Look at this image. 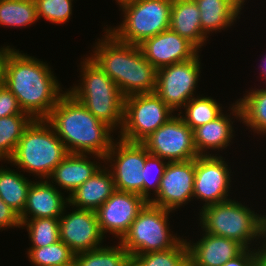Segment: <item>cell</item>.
Wrapping results in <instances>:
<instances>
[{"mask_svg": "<svg viewBox=\"0 0 266 266\" xmlns=\"http://www.w3.org/2000/svg\"><path fill=\"white\" fill-rule=\"evenodd\" d=\"M59 217L60 240L75 254L103 247L102 235L95 211L76 209Z\"/></svg>", "mask_w": 266, "mask_h": 266, "instance_id": "2e32d148", "label": "cell"}, {"mask_svg": "<svg viewBox=\"0 0 266 266\" xmlns=\"http://www.w3.org/2000/svg\"><path fill=\"white\" fill-rule=\"evenodd\" d=\"M147 203L138 194L115 190L95 211L102 235L109 232L121 240Z\"/></svg>", "mask_w": 266, "mask_h": 266, "instance_id": "9a60e30c", "label": "cell"}, {"mask_svg": "<svg viewBox=\"0 0 266 266\" xmlns=\"http://www.w3.org/2000/svg\"><path fill=\"white\" fill-rule=\"evenodd\" d=\"M195 159L168 162L152 205L175 211L193 199Z\"/></svg>", "mask_w": 266, "mask_h": 266, "instance_id": "5bb4252c", "label": "cell"}, {"mask_svg": "<svg viewBox=\"0 0 266 266\" xmlns=\"http://www.w3.org/2000/svg\"><path fill=\"white\" fill-rule=\"evenodd\" d=\"M37 18H44L53 24H65L72 15L73 0H34Z\"/></svg>", "mask_w": 266, "mask_h": 266, "instance_id": "836d02e7", "label": "cell"}, {"mask_svg": "<svg viewBox=\"0 0 266 266\" xmlns=\"http://www.w3.org/2000/svg\"><path fill=\"white\" fill-rule=\"evenodd\" d=\"M16 114H27L21 109L18 99L3 84L0 86V118Z\"/></svg>", "mask_w": 266, "mask_h": 266, "instance_id": "d590c367", "label": "cell"}, {"mask_svg": "<svg viewBox=\"0 0 266 266\" xmlns=\"http://www.w3.org/2000/svg\"><path fill=\"white\" fill-rule=\"evenodd\" d=\"M81 83L67 91L114 131L124 120V96L115 82L88 56L81 61ZM117 126V127H116Z\"/></svg>", "mask_w": 266, "mask_h": 266, "instance_id": "277c9868", "label": "cell"}, {"mask_svg": "<svg viewBox=\"0 0 266 266\" xmlns=\"http://www.w3.org/2000/svg\"><path fill=\"white\" fill-rule=\"evenodd\" d=\"M118 244L76 253L74 261L78 266H131L130 254Z\"/></svg>", "mask_w": 266, "mask_h": 266, "instance_id": "83f0119b", "label": "cell"}, {"mask_svg": "<svg viewBox=\"0 0 266 266\" xmlns=\"http://www.w3.org/2000/svg\"><path fill=\"white\" fill-rule=\"evenodd\" d=\"M45 120L64 143L68 153L90 154L104 161L114 142V130L90 113L68 91L60 97Z\"/></svg>", "mask_w": 266, "mask_h": 266, "instance_id": "7a4b0ae2", "label": "cell"}, {"mask_svg": "<svg viewBox=\"0 0 266 266\" xmlns=\"http://www.w3.org/2000/svg\"><path fill=\"white\" fill-rule=\"evenodd\" d=\"M173 0H133L120 5L124 19L116 28H105L118 41L140 45L169 29Z\"/></svg>", "mask_w": 266, "mask_h": 266, "instance_id": "52a82bcc", "label": "cell"}, {"mask_svg": "<svg viewBox=\"0 0 266 266\" xmlns=\"http://www.w3.org/2000/svg\"><path fill=\"white\" fill-rule=\"evenodd\" d=\"M196 243H186L189 251V266H223L227 261L236 258L246 248L229 238L203 232Z\"/></svg>", "mask_w": 266, "mask_h": 266, "instance_id": "ac0fdd59", "label": "cell"}, {"mask_svg": "<svg viewBox=\"0 0 266 266\" xmlns=\"http://www.w3.org/2000/svg\"><path fill=\"white\" fill-rule=\"evenodd\" d=\"M33 181L14 169L0 166V198L19 216L27 202V192Z\"/></svg>", "mask_w": 266, "mask_h": 266, "instance_id": "484cf974", "label": "cell"}, {"mask_svg": "<svg viewBox=\"0 0 266 266\" xmlns=\"http://www.w3.org/2000/svg\"><path fill=\"white\" fill-rule=\"evenodd\" d=\"M217 155L198 156L195 159L193 197L205 201L202 207L230 199L228 196L231 187V169L222 156Z\"/></svg>", "mask_w": 266, "mask_h": 266, "instance_id": "4fadbf2b", "label": "cell"}, {"mask_svg": "<svg viewBox=\"0 0 266 266\" xmlns=\"http://www.w3.org/2000/svg\"><path fill=\"white\" fill-rule=\"evenodd\" d=\"M232 119L233 117L230 118V115L222 112L214 120L193 130L194 145L199 156H212L207 149L220 151L230 146L231 138L234 136Z\"/></svg>", "mask_w": 266, "mask_h": 266, "instance_id": "cb8c5ba5", "label": "cell"}, {"mask_svg": "<svg viewBox=\"0 0 266 266\" xmlns=\"http://www.w3.org/2000/svg\"><path fill=\"white\" fill-rule=\"evenodd\" d=\"M21 227L26 226L32 246L29 248H41L60 240L59 218H37L20 220Z\"/></svg>", "mask_w": 266, "mask_h": 266, "instance_id": "d6a6232c", "label": "cell"}, {"mask_svg": "<svg viewBox=\"0 0 266 266\" xmlns=\"http://www.w3.org/2000/svg\"><path fill=\"white\" fill-rule=\"evenodd\" d=\"M258 266H266V263L262 260Z\"/></svg>", "mask_w": 266, "mask_h": 266, "instance_id": "7bdbcfd3", "label": "cell"}, {"mask_svg": "<svg viewBox=\"0 0 266 266\" xmlns=\"http://www.w3.org/2000/svg\"><path fill=\"white\" fill-rule=\"evenodd\" d=\"M197 54L193 59L164 66L157 70L155 93L173 111L182 113L185 104L193 97L201 73Z\"/></svg>", "mask_w": 266, "mask_h": 266, "instance_id": "8fae6325", "label": "cell"}, {"mask_svg": "<svg viewBox=\"0 0 266 266\" xmlns=\"http://www.w3.org/2000/svg\"><path fill=\"white\" fill-rule=\"evenodd\" d=\"M87 155L89 154L68 153L51 172L47 180L52 182L53 185L59 186L56 188L64 189L65 192L67 190L69 195L72 194V192L103 167L97 161H90V157Z\"/></svg>", "mask_w": 266, "mask_h": 266, "instance_id": "ffe728a7", "label": "cell"}, {"mask_svg": "<svg viewBox=\"0 0 266 266\" xmlns=\"http://www.w3.org/2000/svg\"><path fill=\"white\" fill-rule=\"evenodd\" d=\"M169 29L186 38L198 50L209 37L201 30L200 11L194 0H173Z\"/></svg>", "mask_w": 266, "mask_h": 266, "instance_id": "603a6c76", "label": "cell"}, {"mask_svg": "<svg viewBox=\"0 0 266 266\" xmlns=\"http://www.w3.org/2000/svg\"><path fill=\"white\" fill-rule=\"evenodd\" d=\"M12 48L9 46H1L0 47V86L3 85V76H4V63L6 60V57L8 55V52Z\"/></svg>", "mask_w": 266, "mask_h": 266, "instance_id": "f35d334b", "label": "cell"}, {"mask_svg": "<svg viewBox=\"0 0 266 266\" xmlns=\"http://www.w3.org/2000/svg\"><path fill=\"white\" fill-rule=\"evenodd\" d=\"M194 1L200 11L201 30L206 36L232 26L237 18L240 19L239 14L245 3V0Z\"/></svg>", "mask_w": 266, "mask_h": 266, "instance_id": "7402d4cb", "label": "cell"}, {"mask_svg": "<svg viewBox=\"0 0 266 266\" xmlns=\"http://www.w3.org/2000/svg\"><path fill=\"white\" fill-rule=\"evenodd\" d=\"M164 161V159L151 154L146 158L145 166L142 169V179L144 180L143 198L147 202H150L151 200L150 191L152 189L154 190L153 192L155 196L158 193L161 178L163 177L164 171L168 164V162Z\"/></svg>", "mask_w": 266, "mask_h": 266, "instance_id": "e575fe53", "label": "cell"}, {"mask_svg": "<svg viewBox=\"0 0 266 266\" xmlns=\"http://www.w3.org/2000/svg\"><path fill=\"white\" fill-rule=\"evenodd\" d=\"M119 5H122L126 2L133 1V0H115Z\"/></svg>", "mask_w": 266, "mask_h": 266, "instance_id": "60d3db41", "label": "cell"}, {"mask_svg": "<svg viewBox=\"0 0 266 266\" xmlns=\"http://www.w3.org/2000/svg\"><path fill=\"white\" fill-rule=\"evenodd\" d=\"M118 140V142L114 140L104 158V163L111 164L107 168L111 169L116 190L135 193L143 197L142 169L150 153L140 142Z\"/></svg>", "mask_w": 266, "mask_h": 266, "instance_id": "30bf717a", "label": "cell"}, {"mask_svg": "<svg viewBox=\"0 0 266 266\" xmlns=\"http://www.w3.org/2000/svg\"><path fill=\"white\" fill-rule=\"evenodd\" d=\"M138 46L144 58L157 70L191 60L199 53L191 42L170 29L144 40Z\"/></svg>", "mask_w": 266, "mask_h": 266, "instance_id": "e0dca14e", "label": "cell"}, {"mask_svg": "<svg viewBox=\"0 0 266 266\" xmlns=\"http://www.w3.org/2000/svg\"><path fill=\"white\" fill-rule=\"evenodd\" d=\"M219 102L211 97L201 95L191 98L184 106L185 115L179 114L181 119L192 129L198 128L215 118L222 113V106Z\"/></svg>", "mask_w": 266, "mask_h": 266, "instance_id": "4dcf8cb0", "label": "cell"}, {"mask_svg": "<svg viewBox=\"0 0 266 266\" xmlns=\"http://www.w3.org/2000/svg\"><path fill=\"white\" fill-rule=\"evenodd\" d=\"M34 119L29 114H16L0 118V161L13 156L23 132Z\"/></svg>", "mask_w": 266, "mask_h": 266, "instance_id": "4316f807", "label": "cell"}, {"mask_svg": "<svg viewBox=\"0 0 266 266\" xmlns=\"http://www.w3.org/2000/svg\"><path fill=\"white\" fill-rule=\"evenodd\" d=\"M66 266H78V265L75 261H73L70 265H66Z\"/></svg>", "mask_w": 266, "mask_h": 266, "instance_id": "b9f144b4", "label": "cell"}, {"mask_svg": "<svg viewBox=\"0 0 266 266\" xmlns=\"http://www.w3.org/2000/svg\"><path fill=\"white\" fill-rule=\"evenodd\" d=\"M29 261L35 266H66L75 258V253L61 240L41 248H30Z\"/></svg>", "mask_w": 266, "mask_h": 266, "instance_id": "1f68e13d", "label": "cell"}, {"mask_svg": "<svg viewBox=\"0 0 266 266\" xmlns=\"http://www.w3.org/2000/svg\"><path fill=\"white\" fill-rule=\"evenodd\" d=\"M37 20L34 0H0V26L21 28Z\"/></svg>", "mask_w": 266, "mask_h": 266, "instance_id": "f1b7e54d", "label": "cell"}, {"mask_svg": "<svg viewBox=\"0 0 266 266\" xmlns=\"http://www.w3.org/2000/svg\"><path fill=\"white\" fill-rule=\"evenodd\" d=\"M63 194L47 179L33 181L28 189L26 206L19 216L20 220L59 218L68 206V197L64 198Z\"/></svg>", "mask_w": 266, "mask_h": 266, "instance_id": "d6986e66", "label": "cell"}, {"mask_svg": "<svg viewBox=\"0 0 266 266\" xmlns=\"http://www.w3.org/2000/svg\"><path fill=\"white\" fill-rule=\"evenodd\" d=\"M176 115L174 114L141 143L151 155L168 162L196 159L199 154L194 145L193 130L179 114Z\"/></svg>", "mask_w": 266, "mask_h": 266, "instance_id": "7c38bea8", "label": "cell"}, {"mask_svg": "<svg viewBox=\"0 0 266 266\" xmlns=\"http://www.w3.org/2000/svg\"><path fill=\"white\" fill-rule=\"evenodd\" d=\"M173 211L147 203L119 243L130 256L175 247L183 238L171 234L168 215Z\"/></svg>", "mask_w": 266, "mask_h": 266, "instance_id": "ba28073f", "label": "cell"}, {"mask_svg": "<svg viewBox=\"0 0 266 266\" xmlns=\"http://www.w3.org/2000/svg\"><path fill=\"white\" fill-rule=\"evenodd\" d=\"M131 266H189L186 239L167 250L134 255L131 257Z\"/></svg>", "mask_w": 266, "mask_h": 266, "instance_id": "f546056e", "label": "cell"}, {"mask_svg": "<svg viewBox=\"0 0 266 266\" xmlns=\"http://www.w3.org/2000/svg\"><path fill=\"white\" fill-rule=\"evenodd\" d=\"M174 111L154 92L124 98V120L118 136L142 142L174 115Z\"/></svg>", "mask_w": 266, "mask_h": 266, "instance_id": "9c48e42d", "label": "cell"}, {"mask_svg": "<svg viewBox=\"0 0 266 266\" xmlns=\"http://www.w3.org/2000/svg\"><path fill=\"white\" fill-rule=\"evenodd\" d=\"M51 69L46 62L13 47L6 57L3 84L33 119H46L65 93Z\"/></svg>", "mask_w": 266, "mask_h": 266, "instance_id": "6da1fadb", "label": "cell"}, {"mask_svg": "<svg viewBox=\"0 0 266 266\" xmlns=\"http://www.w3.org/2000/svg\"><path fill=\"white\" fill-rule=\"evenodd\" d=\"M104 31L89 57L115 82L124 98L154 93L157 69L144 58L139 46L120 42Z\"/></svg>", "mask_w": 266, "mask_h": 266, "instance_id": "3957f363", "label": "cell"}, {"mask_svg": "<svg viewBox=\"0 0 266 266\" xmlns=\"http://www.w3.org/2000/svg\"><path fill=\"white\" fill-rule=\"evenodd\" d=\"M67 154L52 126L45 119H34L23 132L8 163L47 179Z\"/></svg>", "mask_w": 266, "mask_h": 266, "instance_id": "5b68a950", "label": "cell"}, {"mask_svg": "<svg viewBox=\"0 0 266 266\" xmlns=\"http://www.w3.org/2000/svg\"><path fill=\"white\" fill-rule=\"evenodd\" d=\"M232 105L229 109L238 121H243L254 134H266V86L265 89H251Z\"/></svg>", "mask_w": 266, "mask_h": 266, "instance_id": "d4e9b609", "label": "cell"}, {"mask_svg": "<svg viewBox=\"0 0 266 266\" xmlns=\"http://www.w3.org/2000/svg\"><path fill=\"white\" fill-rule=\"evenodd\" d=\"M12 227H21L19 215L0 198V230Z\"/></svg>", "mask_w": 266, "mask_h": 266, "instance_id": "74e56055", "label": "cell"}, {"mask_svg": "<svg viewBox=\"0 0 266 266\" xmlns=\"http://www.w3.org/2000/svg\"><path fill=\"white\" fill-rule=\"evenodd\" d=\"M115 183L110 169L103 165L92 177L68 195V205L74 209L96 211L114 192Z\"/></svg>", "mask_w": 266, "mask_h": 266, "instance_id": "44dd1931", "label": "cell"}, {"mask_svg": "<svg viewBox=\"0 0 266 266\" xmlns=\"http://www.w3.org/2000/svg\"><path fill=\"white\" fill-rule=\"evenodd\" d=\"M262 244L258 249L246 248L240 255L227 261L223 266H258L264 257Z\"/></svg>", "mask_w": 266, "mask_h": 266, "instance_id": "8d00e7d4", "label": "cell"}, {"mask_svg": "<svg viewBox=\"0 0 266 266\" xmlns=\"http://www.w3.org/2000/svg\"><path fill=\"white\" fill-rule=\"evenodd\" d=\"M264 62V64L261 66V67H263L261 70V75L263 74V76H264V80L266 79V55H265V58H264V60H263ZM265 85H266V80H265Z\"/></svg>", "mask_w": 266, "mask_h": 266, "instance_id": "ab89813d", "label": "cell"}, {"mask_svg": "<svg viewBox=\"0 0 266 266\" xmlns=\"http://www.w3.org/2000/svg\"><path fill=\"white\" fill-rule=\"evenodd\" d=\"M199 213V224L208 234L236 240L245 248L263 238V215L236 200L202 207Z\"/></svg>", "mask_w": 266, "mask_h": 266, "instance_id": "8992f818", "label": "cell"}, {"mask_svg": "<svg viewBox=\"0 0 266 266\" xmlns=\"http://www.w3.org/2000/svg\"><path fill=\"white\" fill-rule=\"evenodd\" d=\"M263 261L266 263V254H264Z\"/></svg>", "mask_w": 266, "mask_h": 266, "instance_id": "ee69618b", "label": "cell"}]
</instances>
